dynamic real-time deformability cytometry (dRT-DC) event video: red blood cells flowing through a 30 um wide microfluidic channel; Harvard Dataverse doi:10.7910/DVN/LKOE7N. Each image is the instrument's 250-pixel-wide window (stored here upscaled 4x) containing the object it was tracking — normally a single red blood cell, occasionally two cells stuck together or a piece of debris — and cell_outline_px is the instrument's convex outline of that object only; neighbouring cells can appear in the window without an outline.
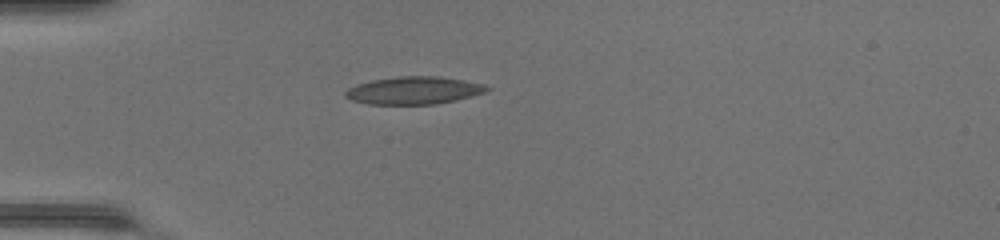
{"species": "common noctule bat (a hibernating species)", "species_latin": "Nyctalus noctula", "temperature_condition": "warm", "stored_images_in_passage": 35, "camera_frame_rate_fps": 3000, "um_per_image_px": 0.085, "animal": {"sex": "female", "body_mass_g": 17.0, "forearm_length_mm": 48.0}, "frame": {"image": 1, "passage_image": 1, "time_ms": 0.0, "image_size_px": [1000, 240], "cell_outline_px": [[492, 88], [484, 92], [456, 100], [436, 104], [368, 104], [352, 100], [344, 96], [344, 92], [348, 88], [356, 84], [372, 80], [400, 76], [436, 76], [464, 80], [484, 84]], "centroid_in_image_um": [35.16, 7.68], "position_along_channel_um": 49.8, "area_um2": 22.72}}
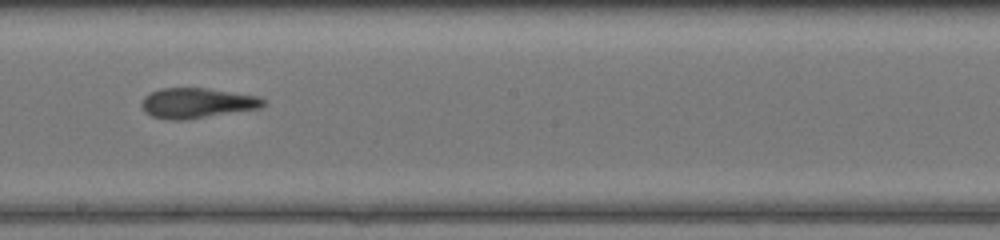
{"frame": {"image": 2, "passage_image": 15, "time_ms": 4.667, "image_size_px": [1000, 240], "cell_outline_px": [[264, 104], [260, 108], [184, 120], [172, 120], [152, 116], [144, 112], [144, 96], [160, 88], [208, 88], [256, 96], [264, 100]], "centroid_in_image_um": [16.74, 8.76], "position_along_channel_um": 231.5, "area_um2": 20.98}}
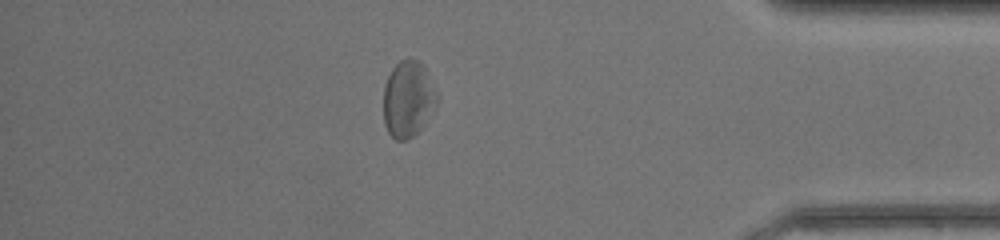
{"frame": {"image": 3, "passage_image": 29, "time_ms": 9.333, "image_size_px": [1000, 240], "cell_outline_px": [[436, 100], [420, 128], [408, 140], [396, 140], [388, 132], [384, 124], [384, 84], [392, 68], [400, 60], [408, 56], [420, 60], [436, 96]], "centroid_in_image_um": [34.6, 8.38], "position_along_channel_um": 400.6, "area_um2": 23.0}, "authors_computed_cell_mechanics": {"area_um2": 21.8484, "velocity_mm_per_s": 4.304, "shape_relaxation_time_tau1_ms": 7.2314, "shape_relaxation_time_tau2_ms": 2.7129, "deformation_change_tau1": 0.1692, "deformation_change_tau2": 0.1285}}